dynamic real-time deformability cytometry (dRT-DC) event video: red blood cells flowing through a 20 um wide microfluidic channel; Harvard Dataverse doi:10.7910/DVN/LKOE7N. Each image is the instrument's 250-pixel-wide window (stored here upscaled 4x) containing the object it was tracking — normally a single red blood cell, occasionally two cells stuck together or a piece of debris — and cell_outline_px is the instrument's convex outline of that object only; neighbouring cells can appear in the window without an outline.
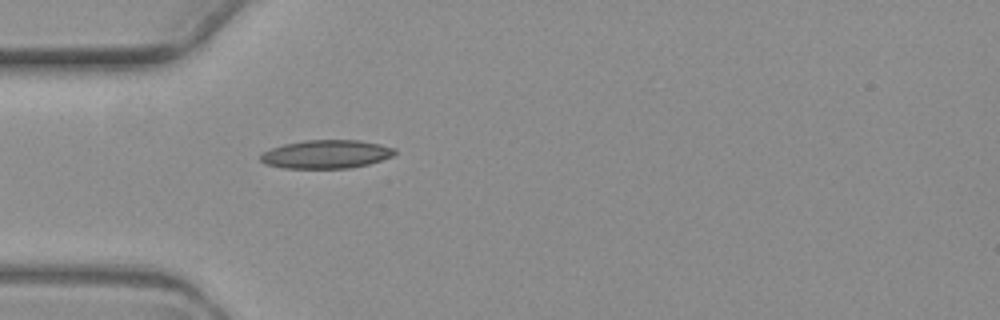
{"species": "common noctule bat (a hibernating species)", "species_latin": "Nyctalus noctula", "temperature_condition": "warm", "stored_images_in_passage": 4, "camera_frame_rate_fps": 3000, "um_per_image_px": 0.085, "animal": {"sex": "female", "body_mass_g": 19.3, "forearm_length_mm": 54.1}, "frame": {"image": 1, "passage_image": 4, "time_ms": 3.667, "image_size_px": [1000, 320], "cell_outline_px": [[396, 152], [392, 156], [368, 164], [348, 168], [284, 168], [264, 164], [260, 160], [260, 156], [264, 152], [272, 148], [284, 144], [304, 140], [360, 140], [380, 144], [396, 148]], "centroid_in_image_um": [27.73, 13.1], "position_along_channel_um": 57.3, "area_um2": 22.2}}